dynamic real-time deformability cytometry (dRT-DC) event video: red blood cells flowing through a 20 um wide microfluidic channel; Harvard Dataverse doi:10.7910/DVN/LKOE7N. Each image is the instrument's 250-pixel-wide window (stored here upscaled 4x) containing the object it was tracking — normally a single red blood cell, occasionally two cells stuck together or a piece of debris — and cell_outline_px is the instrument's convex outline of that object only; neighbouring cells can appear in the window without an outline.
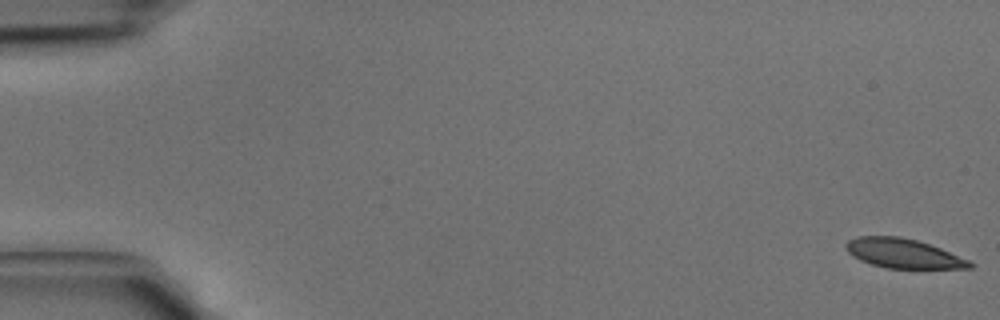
{"species": "common noctule bat (a hibernating species)", "species_latin": "Nyctalus noctula", "temperature_condition": "cold", "stored_images_in_passage": 43, "camera_frame_rate_fps": 3000, "um_per_image_px": 0.085, "animal": {"sex": "male", "body_mass_g": 15.6}, "frame": {"image": 1, "passage_image": 1, "time_ms": 0.0, "image_size_px": [1000, 320], "cell_outline_px": [[972, 268], [888, 268], [872, 264], [860, 260], [852, 256], [844, 248], [844, 244], [848, 240], [856, 236], [900, 236], [916, 240], [940, 248], [968, 260], [972, 264]], "centroid_in_image_um": [76.7, 21.53], "position_along_channel_um": 8.3, "area_um2": 21.04}}
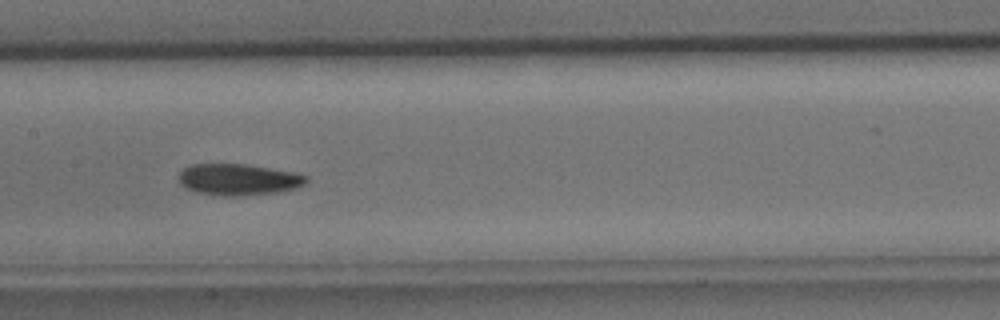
{"frame": {"image": 2, "passage_image": 22, "time_ms": 7.0, "image_size_px": [1000, 320], "cell_outline_px": [[308, 180], [304, 184], [296, 188], [276, 192], [240, 196], [224, 196], [200, 192], [188, 188], [180, 184], [176, 176], [184, 168], [192, 164], [248, 164], [292, 172], [308, 176]], "centroid_in_image_um": [20.25, 15.25], "position_along_channel_um": 187.1, "area_um2": 23.24}}
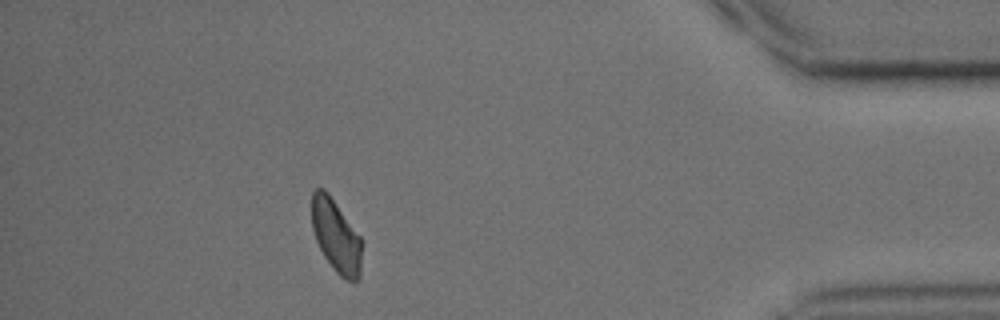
{"frame": {"image": 3, "passage_image": 39, "time_ms": 12.667, "image_size_px": [1000, 320], "cell_outline_px": [[360, 276], [356, 280], [344, 280], [332, 268], [324, 256], [316, 240], [312, 228], [312, 192], [316, 188], [324, 188], [328, 192], [360, 236]], "centroid_in_image_um": [28.53, 20.04], "position_along_channel_um": 406.7, "area_um2": 20.98}}